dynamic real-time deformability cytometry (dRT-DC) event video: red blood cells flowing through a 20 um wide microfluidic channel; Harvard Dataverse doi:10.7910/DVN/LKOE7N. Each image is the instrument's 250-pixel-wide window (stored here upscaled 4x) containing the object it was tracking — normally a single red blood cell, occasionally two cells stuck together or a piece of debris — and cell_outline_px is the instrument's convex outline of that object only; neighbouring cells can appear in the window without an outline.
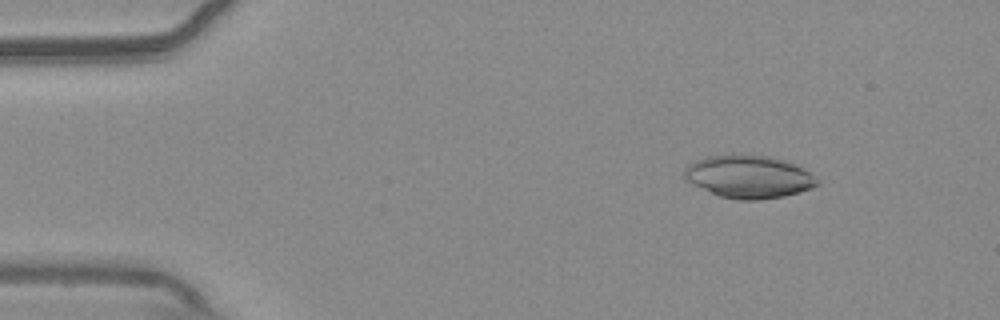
{"species": "common noctule bat (a hibernating species)", "species_latin": "Nyctalus noctula", "temperature_condition": "warm", "stored_images_in_passage": 54, "camera_frame_rate_fps": 3000, "um_per_image_px": 0.085, "animal": {"sex": "male", "body_mass_g": 20.4}, "frame": {"image": 1, "passage_image": 7, "time_ms": 2.0, "image_size_px": [1000, 320], "cell_outline_px": [[820, 184], [812, 188], [800, 192], [784, 196], [756, 200], [740, 200], [720, 196], [688, 180], [684, 176], [684, 168], [688, 164], [696, 160], [708, 156], [768, 156], [800, 164], [820, 180]], "centroid_in_image_um": [63.74, 15.03], "position_along_channel_um": 21.3, "area_um2": 32.71}}
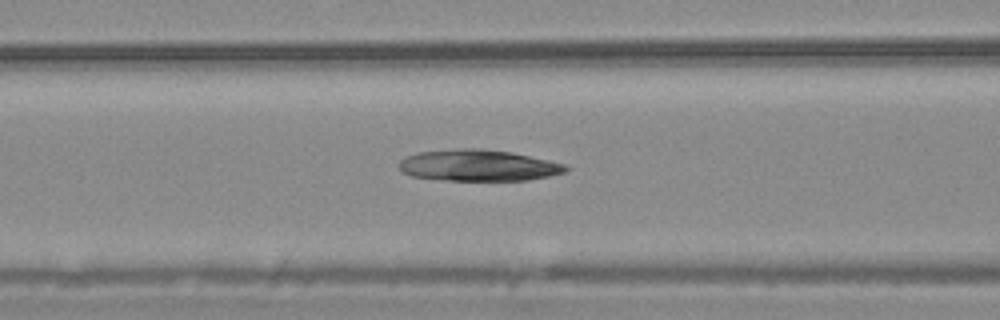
{"frame": {"image": 2, "passage_image": 22, "time_ms": 7.0, "image_size_px": [1000, 320], "cell_outline_px": [[568, 168], [564, 172], [548, 176], [528, 180], [444, 180], [412, 176], [404, 172], [400, 168], [400, 160], [416, 152], [460, 148], [480, 148], [512, 152], [564, 164]], "centroid_in_image_um": [40.63, 14.05], "position_along_channel_um": 126.0, "area_um2": 30.17}}
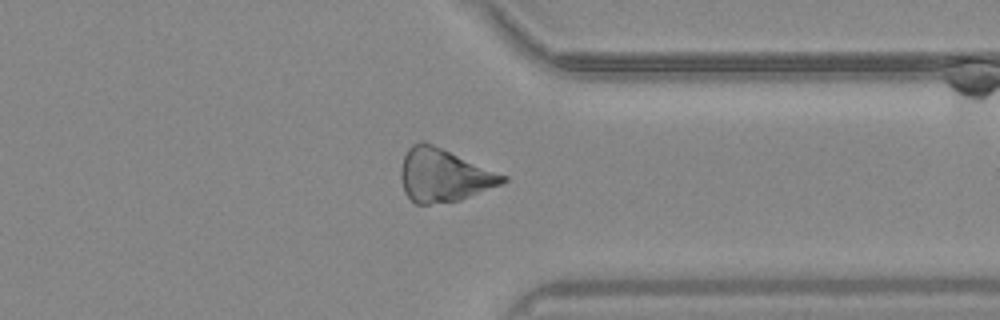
{"frame": {"image": 3, "passage_image": 42, "time_ms": 13.667, "image_size_px": [1000, 320], "cell_outline_px": [[508, 180], [500, 184], [460, 200], [428, 204], [416, 204], [404, 192], [400, 176], [400, 168], [404, 156], [408, 148], [412, 144], [420, 140], [424, 140], [508, 176]], "centroid_in_image_um": [37.68, 14.87], "position_along_channel_um": 373.7, "area_um2": 31.44}}